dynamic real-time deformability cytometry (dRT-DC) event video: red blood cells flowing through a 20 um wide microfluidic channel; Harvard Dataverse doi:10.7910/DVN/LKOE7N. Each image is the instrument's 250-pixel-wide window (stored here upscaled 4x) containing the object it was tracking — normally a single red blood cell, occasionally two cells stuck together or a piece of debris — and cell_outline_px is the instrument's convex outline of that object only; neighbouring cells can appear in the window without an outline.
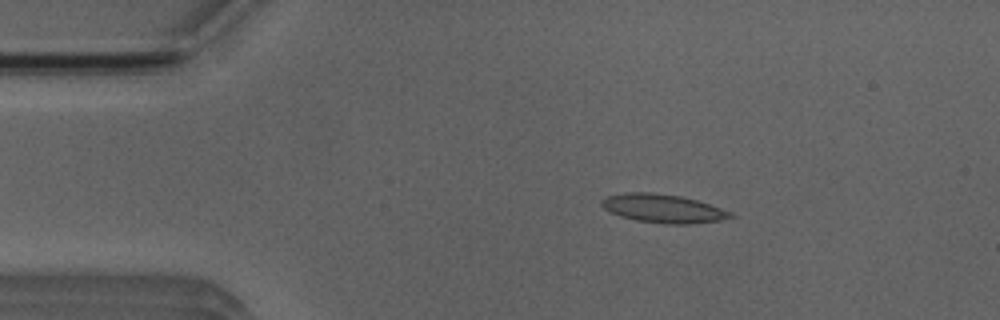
{"species": "Egyptian fruit bat (a non-hibernating species)", "species_latin": "Rousettus aegyptiacus", "temperature_condition": "room temperature", "stored_images_in_passage": 3, "camera_frame_rate_fps": 3000, "um_per_image_px": 0.085, "animal": {"sex": "male"}, "frame": {"image": 1, "passage_image": 1, "time_ms": 0.0, "image_size_px": [1000, 320], "cell_outline_px": [[736, 216], [720, 220], [692, 224], [664, 224], [636, 220], [620, 216], [604, 208], [600, 204], [600, 200], [608, 196], [628, 192], [652, 192], [680, 196], [696, 200], [732, 212]], "centroid_in_image_um": [56.36, 17.72], "position_along_channel_um": 28.6, "area_um2": 21.33}}